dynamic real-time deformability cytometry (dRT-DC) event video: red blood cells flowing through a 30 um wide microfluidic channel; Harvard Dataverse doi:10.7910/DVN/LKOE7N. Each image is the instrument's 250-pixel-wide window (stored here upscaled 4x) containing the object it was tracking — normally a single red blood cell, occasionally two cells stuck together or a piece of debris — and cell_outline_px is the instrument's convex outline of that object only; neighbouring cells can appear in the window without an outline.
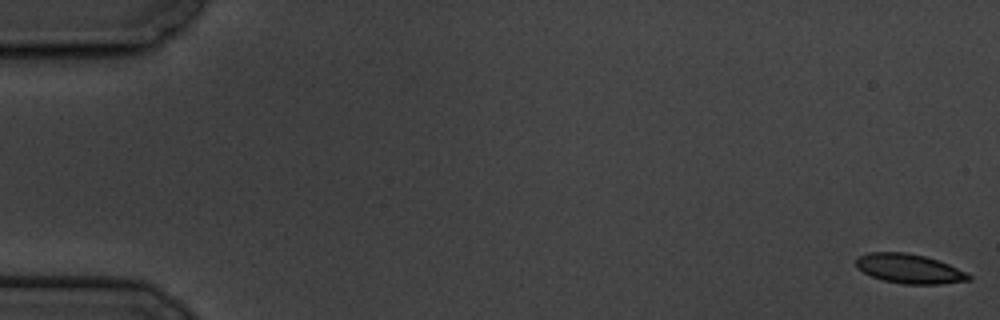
{"species": "common noctule bat (a hibernating species)", "species_latin": "Nyctalus noctula", "temperature_condition": "cold", "stored_images_in_passage": 7, "camera_frame_rate_fps": 3000, "um_per_image_px": 0.085, "animal": {"sex": "male", "body_mass_g": 19.5, "forearm_length_mm": 54.6}, "frame": {"image": 1, "passage_image": 1, "time_ms": 0.0, "image_size_px": [1000, 320], "cell_outline_px": [[972, 280], [940, 284], [904, 284], [884, 280], [872, 276], [856, 268], [856, 256], [868, 252], [908, 252], [924, 256], [948, 264], [968, 272], [972, 276]], "centroid_in_image_um": [77.3, 22.83], "position_along_channel_um": 7.7, "area_um2": 19.42}}
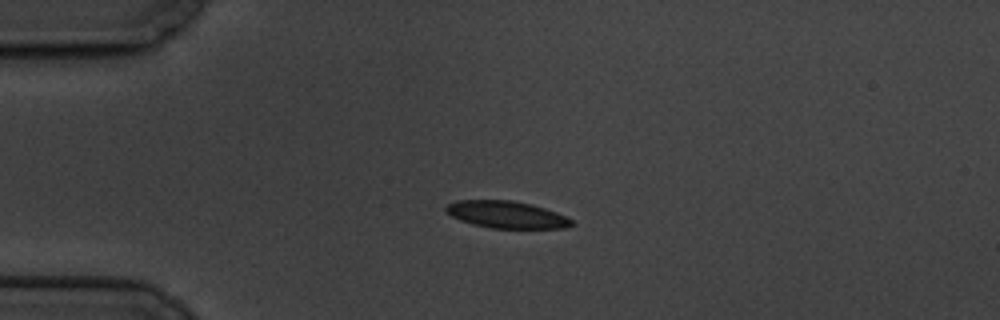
{"frame": {"image": 2, "passage_image": 5, "time_ms": 4.667, "image_size_px": [1000, 320], "cell_outline_px": [[576, 224], [568, 228], [492, 228], [472, 224], [460, 220], [444, 212], [444, 208], [448, 204], [456, 200], [512, 200], [532, 204], [556, 212], [572, 220]], "centroid_in_image_um": [43.04, 18.24], "position_along_channel_um": 42.0, "area_um2": 19.94}}
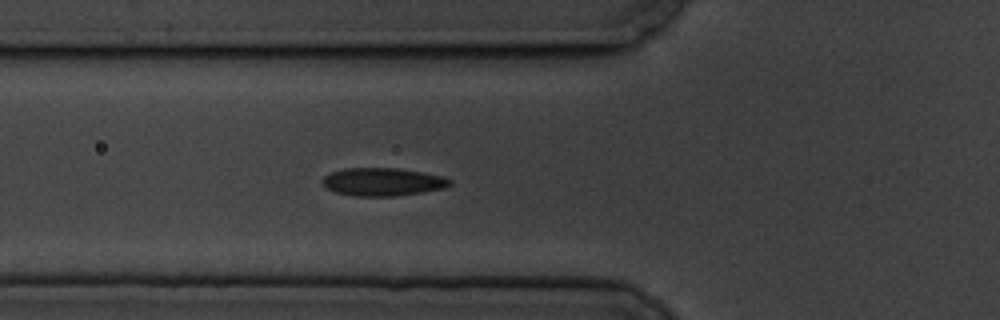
{"frame": {"image": 3, "passage_image": 7, "time_ms": 7.0, "image_size_px": [1000, 320], "cell_outline_px": [[452, 184], [444, 188], [424, 192], [396, 196], [352, 196], [336, 192], [328, 188], [320, 180], [324, 176], [332, 172], [344, 168], [400, 168], [424, 172], [444, 176], [452, 180]], "centroid_in_image_um": [32.57, 15.45], "position_along_channel_um": 93.2, "area_um2": 20.98}}